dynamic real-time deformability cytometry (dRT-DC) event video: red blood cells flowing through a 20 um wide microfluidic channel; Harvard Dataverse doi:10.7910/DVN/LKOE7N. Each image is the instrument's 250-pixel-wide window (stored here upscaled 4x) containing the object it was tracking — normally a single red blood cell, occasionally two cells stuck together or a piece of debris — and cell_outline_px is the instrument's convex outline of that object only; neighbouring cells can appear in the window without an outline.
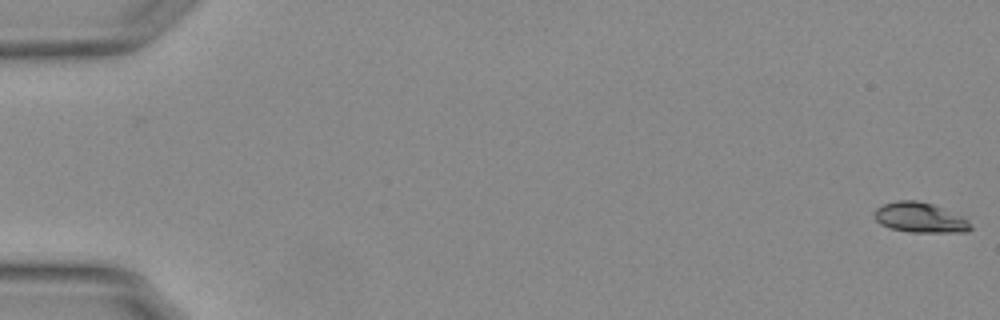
{"species": "Egyptian fruit bat (a non-hibernating species)", "species_latin": "Rousettus aegyptiacus", "temperature_condition": "warm", "stored_images_in_passage": 55, "camera_frame_rate_fps": 3000, "um_per_image_px": 0.085, "animal": {"sex": "female"}, "frame": {"image": 1, "passage_image": 1, "time_ms": 0.0, "image_size_px": [1000, 320], "cell_outline_px": [[972, 228], [968, 232], [908, 232], [892, 228], [880, 224], [876, 220], [876, 208], [884, 204], [896, 200], [916, 200], [932, 204], [960, 216], [968, 220]], "centroid_in_image_um": [78.2, 18.5], "position_along_channel_um": 6.8, "area_um2": 16.59}}
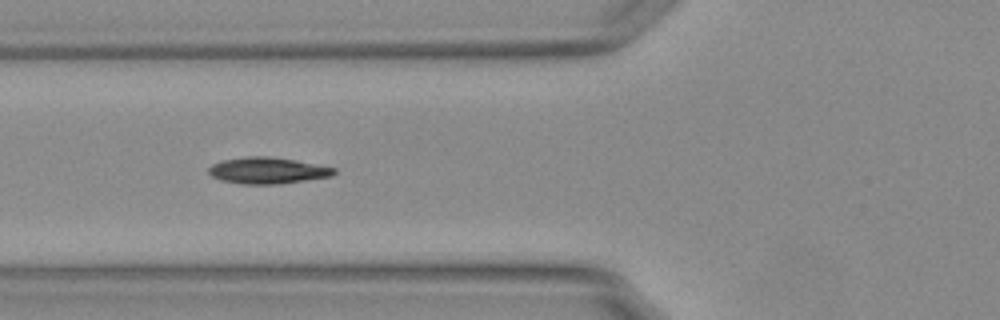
{"frame": {"image": 2, "passage_image": 22, "time_ms": 7.0, "image_size_px": [1000, 320], "cell_outline_px": [[336, 172], [332, 176], [276, 184], [240, 184], [220, 180], [212, 176], [208, 172], [208, 168], [212, 164], [220, 160], [244, 156], [268, 156], [292, 160], [336, 168]], "centroid_in_image_um": [22.67, 14.49], "position_along_channel_um": 103.1, "area_um2": 19.19}}
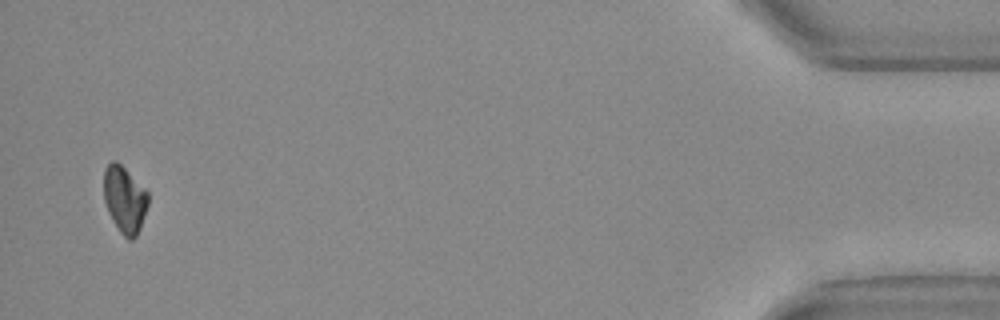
{"frame": {"image": 3, "passage_image": 54, "time_ms": 17.667, "image_size_px": [1000, 320], "cell_outline_px": [[148, 204], [140, 228], [136, 236], [132, 240], [128, 240], [120, 232], [112, 220], [108, 212], [104, 200], [104, 168], [112, 160], [116, 160], [148, 192]], "centroid_in_image_um": [10.58, 16.96], "position_along_channel_um": 424.6, "area_um2": 17.11}, "authors_computed_cell_mechanics": {"area_um2": 17.9758, "velocity_mm_per_s": 3.784, "shape_relaxation_time_tau1_ms": 8.955, "shape_relaxation_time_tau2_ms": 8.435, "deformation_change_tau1": 0.2039, "deformation_change_tau2": 0.0879}}